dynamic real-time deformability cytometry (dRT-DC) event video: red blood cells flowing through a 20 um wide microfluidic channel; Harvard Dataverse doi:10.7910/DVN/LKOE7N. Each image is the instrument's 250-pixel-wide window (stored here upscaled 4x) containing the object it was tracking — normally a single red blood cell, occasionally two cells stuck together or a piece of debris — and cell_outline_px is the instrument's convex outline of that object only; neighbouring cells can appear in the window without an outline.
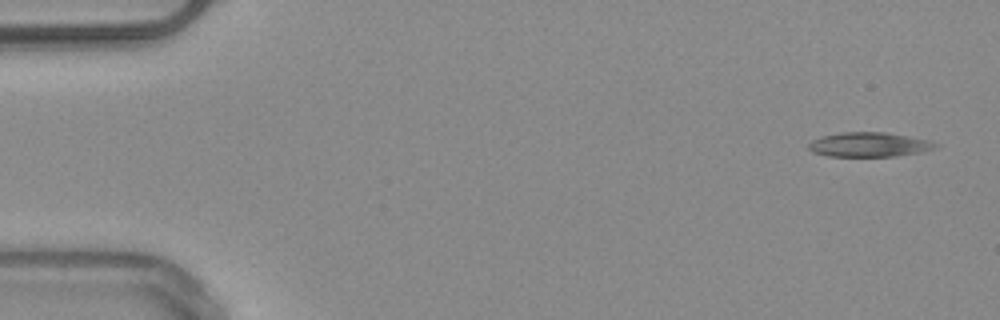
{"species": "common noctule bat (a hibernating species)", "species_latin": "Nyctalus noctula", "temperature_condition": "warm", "stored_images_in_passage": 6, "camera_frame_rate_fps": 3000, "um_per_image_px": 0.085, "animal": {"sex": "male", "body_mass_g": 20.4}, "frame": {"image": 1, "passage_image": 1, "time_ms": 0.0, "image_size_px": [1000, 320], "cell_outline_px": [[940, 144], [936, 148], [920, 152], [896, 156], [828, 156], [812, 152], [808, 148], [808, 144], [812, 140], [820, 136], [840, 132], [884, 132], [908, 136], [928, 140]], "centroid_in_image_um": [73.85, 12.29], "position_along_channel_um": 11.1, "area_um2": 18.15}}
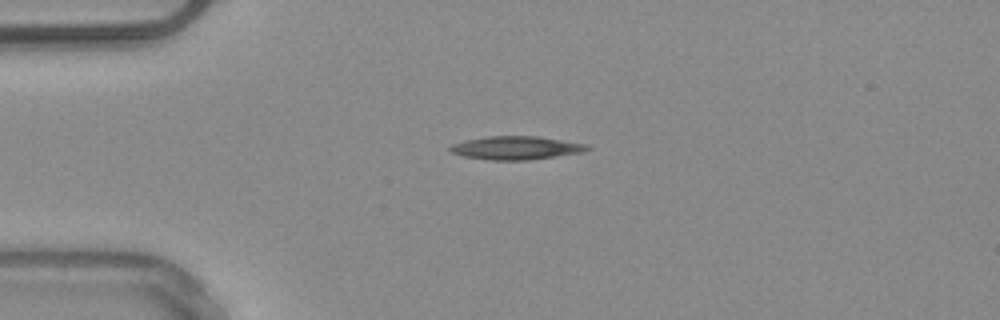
{"frame": {"image": 2, "passage_image": 4, "time_ms": 3.333, "image_size_px": [1000, 320], "cell_outline_px": [[592, 148], [584, 152], [528, 160], [488, 160], [464, 156], [452, 152], [448, 148], [452, 144], [464, 140], [488, 136], [540, 136], [588, 144]], "centroid_in_image_um": [43.9, 12.56], "position_along_channel_um": 41.1, "area_um2": 18.79}}
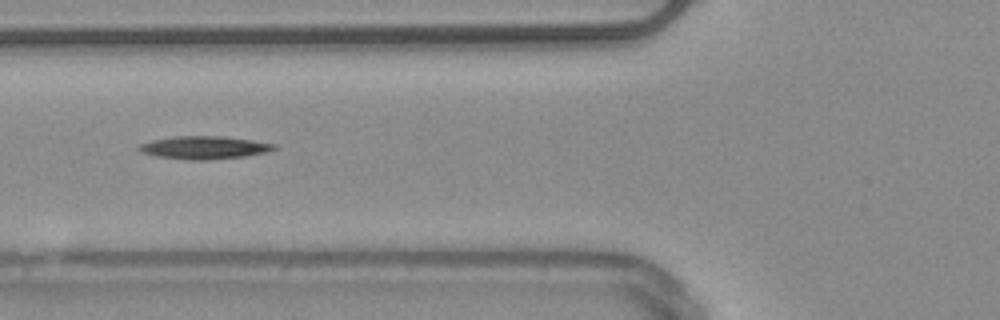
{"frame": {"image": 3, "passage_image": 6, "time_ms": 5.667, "image_size_px": [1000, 320], "cell_outline_px": [[276, 148], [268, 152], [244, 156], [208, 160], [192, 160], [156, 156], [140, 152], [136, 148], [140, 144], [152, 140], [176, 136], [224, 136], [252, 140], [276, 144]], "centroid_in_image_um": [17.35, 12.54], "position_along_channel_um": 108.5, "area_um2": 18.03}}